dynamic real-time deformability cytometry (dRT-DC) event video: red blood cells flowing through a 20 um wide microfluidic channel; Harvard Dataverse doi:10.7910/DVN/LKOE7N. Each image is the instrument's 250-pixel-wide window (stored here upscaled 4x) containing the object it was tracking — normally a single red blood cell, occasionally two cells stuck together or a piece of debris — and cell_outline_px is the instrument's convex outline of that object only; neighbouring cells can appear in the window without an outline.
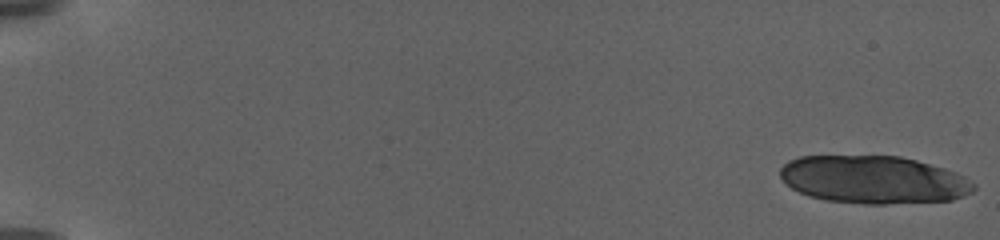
{"species": "human", "species_latin": "Homo sapiens", "temperature_condition": "warm", "stored_images_in_passage": 22, "camera_frame_rate_fps": 3000, "um_per_image_px": 0.085, "donor": {"sex": "female"}, "frame": {"image": 1, "passage_image": 1, "time_ms": 0.0, "image_size_px": [1000, 240], "cell_outline_px": [[976, 188], [972, 192], [964, 196], [952, 200], [884, 204], [864, 204], [824, 200], [808, 196], [792, 188], [780, 176], [780, 168], [788, 160], [800, 156], [900, 156], [916, 160], [944, 168], [956, 172], [964, 176], [976, 184]], "centroid_in_image_um": [74.26, 15.27], "position_along_channel_um": 10.7, "area_um2": 54.1}}
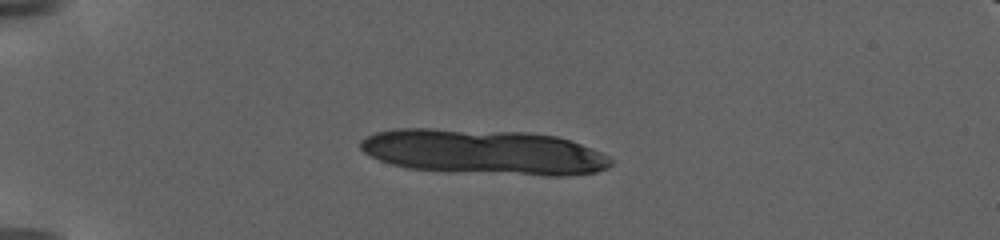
{"frame": {"image": 2, "passage_image": 15, "time_ms": 6.0, "image_size_px": [1000, 240], "cell_outline_px": [[612, 164], [608, 168], [596, 172], [568, 176], [544, 176], [444, 172], [408, 168], [392, 164], [380, 160], [364, 152], [360, 148], [360, 140], [376, 132], [392, 128], [428, 128], [528, 132], [556, 136], [580, 144], [600, 152], [608, 156], [612, 160]], "centroid_in_image_um": [41.11, 12.93], "position_along_channel_um": 43.9, "area_um2": 66.59}}